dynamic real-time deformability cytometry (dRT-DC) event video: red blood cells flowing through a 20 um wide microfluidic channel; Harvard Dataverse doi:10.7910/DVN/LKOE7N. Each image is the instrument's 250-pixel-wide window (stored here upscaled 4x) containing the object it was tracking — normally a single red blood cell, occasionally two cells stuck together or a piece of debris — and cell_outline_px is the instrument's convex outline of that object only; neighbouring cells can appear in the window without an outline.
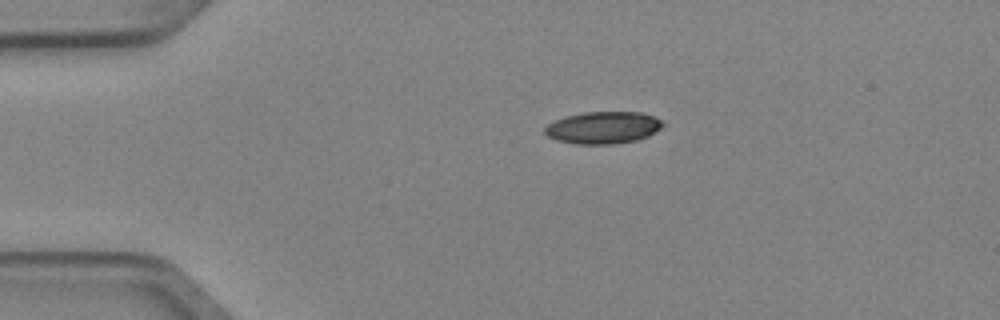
{"species": "Egyptian fruit bat (a non-hibernating species)", "species_latin": "Rousettus aegyptiacus", "temperature_condition": "cold", "stored_images_in_passage": 2, "camera_frame_rate_fps": 3000, "um_per_image_px": 0.085, "animal": {"sex": "female"}, "frame": {"image": 1, "passage_image": 1, "time_ms": 0.0, "image_size_px": [1000, 320], "cell_outline_px": [[664, 124], [660, 128], [648, 136], [636, 140], [612, 144], [576, 144], [556, 140], [548, 136], [544, 132], [544, 128], [548, 124], [556, 120], [568, 116], [584, 112], [640, 112], [656, 116]], "centroid_in_image_um": [51.27, 10.85], "position_along_channel_um": 33.7, "area_um2": 21.96}}